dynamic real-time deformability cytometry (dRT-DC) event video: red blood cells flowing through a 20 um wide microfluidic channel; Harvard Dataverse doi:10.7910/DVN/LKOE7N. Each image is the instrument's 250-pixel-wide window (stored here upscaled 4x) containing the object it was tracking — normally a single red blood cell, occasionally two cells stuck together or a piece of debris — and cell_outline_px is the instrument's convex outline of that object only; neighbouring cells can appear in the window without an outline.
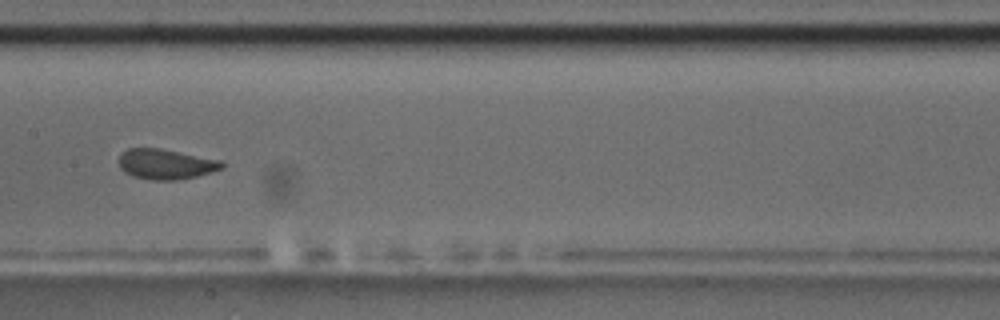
{"species": "common noctule bat (a hibernating species)", "species_latin": "Nyctalus noctula", "temperature_condition": "room temperature", "stored_images_in_passage": 9, "camera_frame_rate_fps": 3000, "um_per_image_px": 0.085, "animal": {"sex": "male", "body_mass_g": 17.5, "forearm_length_mm": 52.3}, "frame": {"image": 1, "passage_image": 9, "time_ms": 9.333, "image_size_px": [1000, 320], "cell_outline_px": [[224, 168], [212, 172], [196, 176], [176, 180], [156, 180], [132, 176], [124, 172], [120, 168], [120, 152], [128, 148], [160, 148], [224, 160]], "centroid_in_image_um": [14.13, 13.94], "position_along_channel_um": 193.3, "area_um2": 18.32}}